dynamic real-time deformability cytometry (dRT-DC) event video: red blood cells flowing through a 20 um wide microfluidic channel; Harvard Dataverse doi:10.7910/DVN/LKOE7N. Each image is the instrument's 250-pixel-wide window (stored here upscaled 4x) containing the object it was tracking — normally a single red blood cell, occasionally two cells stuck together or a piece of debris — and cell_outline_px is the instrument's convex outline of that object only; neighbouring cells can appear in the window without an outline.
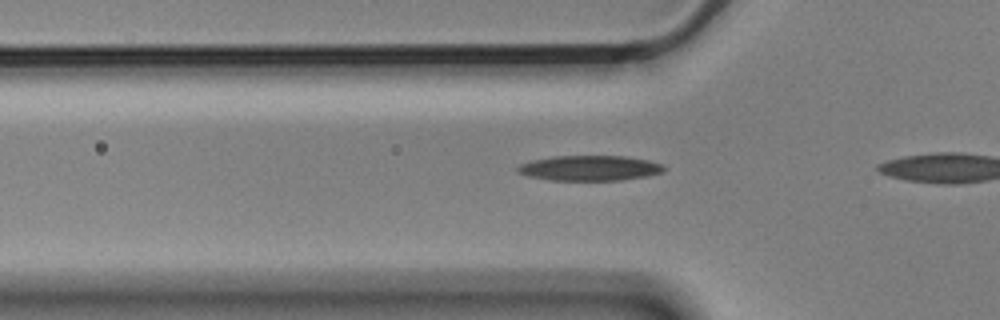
{"species": "Egyptian fruit bat (a non-hibernating species)", "species_latin": "Rousettus aegyptiacus", "temperature_condition": "cold", "stored_images_in_passage": 35, "camera_frame_rate_fps": 3000, "um_per_image_px": 0.085, "animal": {"sex": "male"}, "frame": {"image": 1, "passage_image": 9, "time_ms": 2.667, "image_size_px": [1000, 320], "cell_outline_px": [[668, 168], [664, 172], [648, 176], [620, 180], [552, 180], [528, 176], [516, 172], [516, 168], [520, 164], [532, 160], [552, 156], [624, 156], [648, 160], [664, 164]], "centroid_in_image_um": [50.16, 14.28], "position_along_channel_um": 75.6, "area_um2": 21.68}}
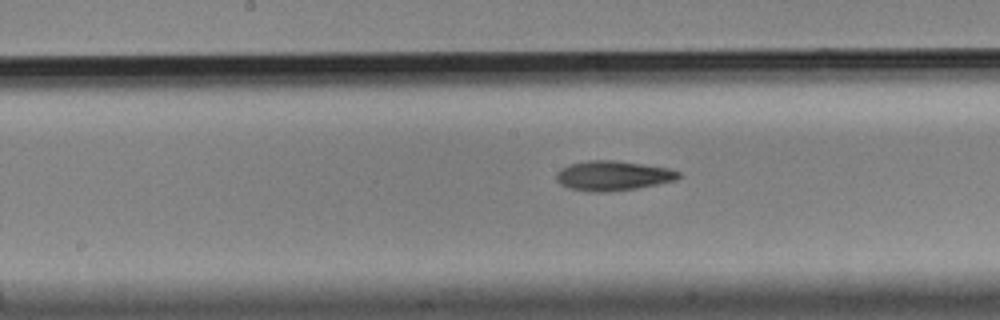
{"frame": {"image": 2, "passage_image": 19, "time_ms": 6.0, "image_size_px": [1000, 320], "cell_outline_px": [[684, 176], [676, 180], [636, 188], [608, 192], [596, 192], [568, 188], [560, 184], [556, 180], [556, 172], [560, 168], [568, 164], [588, 160], [612, 160], [668, 168], [680, 172]], "centroid_in_image_um": [52.07, 14.93], "position_along_channel_um": 196.1, "area_um2": 21.21}}
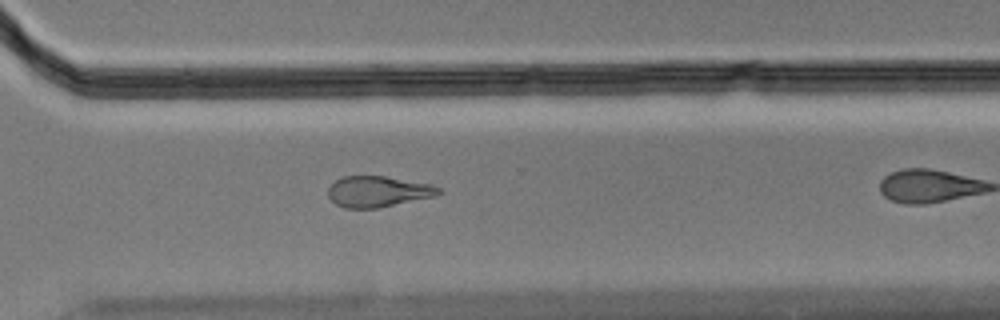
{"frame": {"image": 3, "passage_image": 31, "time_ms": 10.0, "image_size_px": [1000, 320], "cell_outline_px": [[444, 192], [436, 196], [380, 208], [344, 208], [336, 204], [328, 196], [328, 188], [340, 176], [384, 176], [432, 184], [440, 188]], "centroid_in_image_um": [32.16, 16.28], "position_along_channel_um": 338.4, "area_um2": 20.11}}